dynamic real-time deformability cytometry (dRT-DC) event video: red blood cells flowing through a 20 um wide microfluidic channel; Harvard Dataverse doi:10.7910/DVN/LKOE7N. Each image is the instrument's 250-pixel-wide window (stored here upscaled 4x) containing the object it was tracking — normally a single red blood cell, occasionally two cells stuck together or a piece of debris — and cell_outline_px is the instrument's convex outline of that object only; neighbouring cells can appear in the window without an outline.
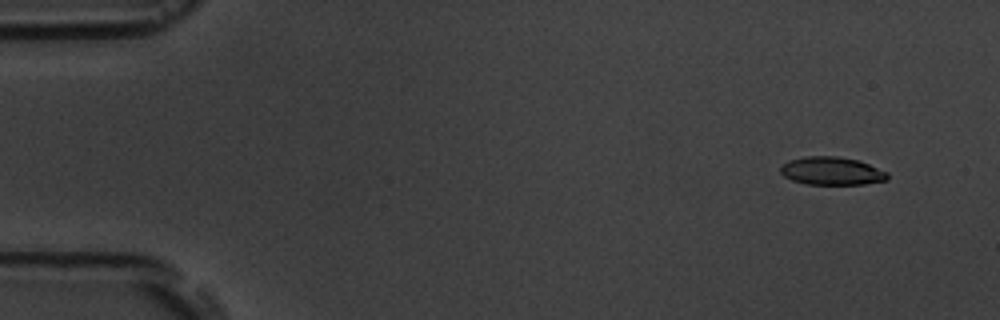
{"species": "common noctule bat (a hibernating species)", "species_latin": "Nyctalus noctula", "temperature_condition": "room temperature", "stored_images_in_passage": 3, "segment_of_instrument_passage": [2, 2], "camera_frame_rate_fps": 3000, "um_per_image_px": 0.085, "animal": {"sex": "male", "body_mass_g": 19.5, "forearm_length_mm": 54.6}, "frame": {"image": 1, "passage_image": 3, "time_ms": 3.333, "image_size_px": [1000, 320], "cell_outline_px": [[888, 180], [864, 184], [808, 184], [792, 180], [784, 176], [780, 172], [780, 168], [788, 160], [804, 156], [836, 156], [860, 160], [888, 172]], "centroid_in_image_um": [70.71, 14.52], "position_along_channel_um": 14.3, "area_um2": 17.57}}